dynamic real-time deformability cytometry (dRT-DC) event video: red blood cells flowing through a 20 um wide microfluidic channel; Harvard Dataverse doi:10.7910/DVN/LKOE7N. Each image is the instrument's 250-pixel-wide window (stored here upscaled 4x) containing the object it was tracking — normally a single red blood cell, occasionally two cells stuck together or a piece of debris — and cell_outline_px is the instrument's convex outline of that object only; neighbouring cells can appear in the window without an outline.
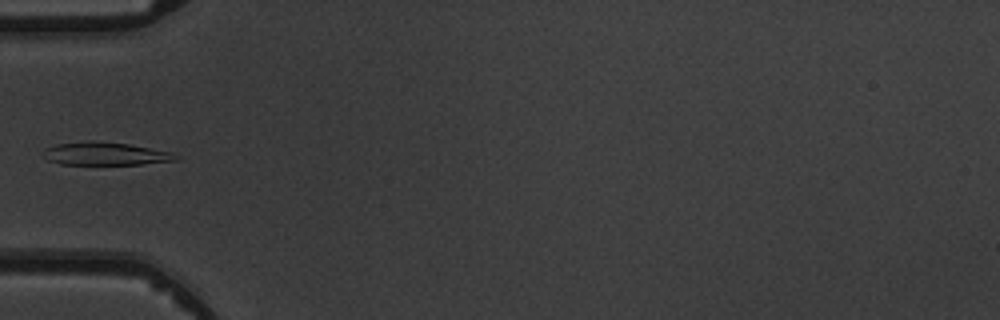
{"species": "common noctule bat (a hibernating species)", "species_latin": "Nyctalus noctula", "temperature_condition": "warm", "stored_images_in_passage": 4, "camera_frame_rate_fps": 3000, "um_per_image_px": 0.085, "animal": {"sex": "male", "body_mass_g": 19.5, "forearm_length_mm": 54.6}, "frame": {"image": 1, "passage_image": 4, "time_ms": 3.333, "image_size_px": [1000, 320], "cell_outline_px": [[180, 160], [140, 164], [60, 164], [48, 160], [40, 156], [44, 148], [56, 144], [88, 140], [92, 140], [128, 144], [172, 152]], "centroid_in_image_um": [8.87, 13.06], "position_along_channel_um": 76.1, "area_um2": 17.86}}